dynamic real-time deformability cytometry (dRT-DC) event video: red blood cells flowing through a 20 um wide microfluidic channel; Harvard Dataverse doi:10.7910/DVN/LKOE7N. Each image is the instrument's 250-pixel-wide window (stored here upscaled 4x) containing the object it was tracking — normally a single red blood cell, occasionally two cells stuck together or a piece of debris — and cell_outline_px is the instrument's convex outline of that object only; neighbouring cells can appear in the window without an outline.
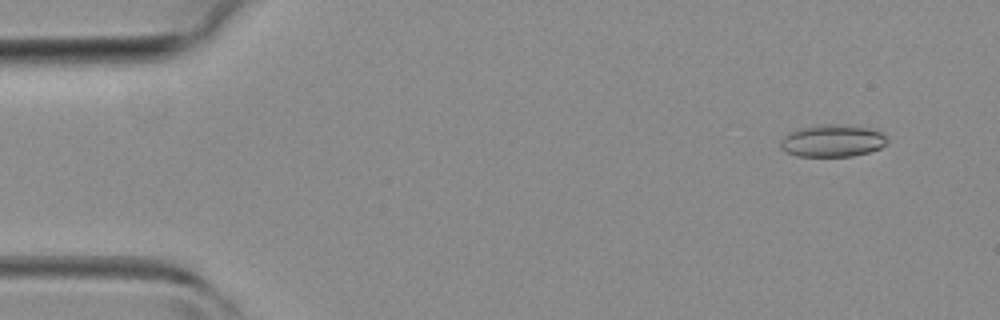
{"species": "common noctule bat (a hibernating species)", "species_latin": "Nyctalus noctula", "temperature_condition": "room temperature", "stored_images_in_passage": 44, "camera_frame_rate_fps": 3000, "um_per_image_px": 0.085, "animal": {"sex": "female", "body_mass_g": 19.3, "forearm_length_mm": 54.1}, "frame": {"image": 1, "passage_image": 4, "time_ms": 1.0, "image_size_px": [1000, 320], "cell_outline_px": [[888, 144], [880, 148], [868, 152], [852, 156], [796, 156], [784, 152], [780, 148], [780, 140], [788, 132], [796, 128], [816, 124], [844, 124], [868, 128], [880, 132], [888, 140]], "centroid_in_image_um": [70.7, 11.95], "position_along_channel_um": 14.3, "area_um2": 20.4}}
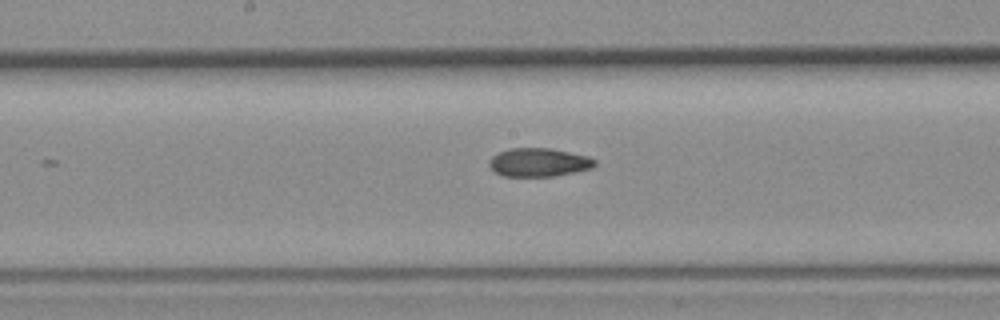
{"frame": {"image": 2, "passage_image": 23, "time_ms": 7.333, "image_size_px": [1000, 320], "cell_outline_px": [[596, 164], [592, 168], [552, 176], [504, 176], [496, 172], [488, 164], [492, 156], [500, 152], [512, 148], [548, 148], [592, 156], [596, 160]], "centroid_in_image_um": [45.83, 13.79], "position_along_channel_um": 202.4, "area_um2": 17.4}}
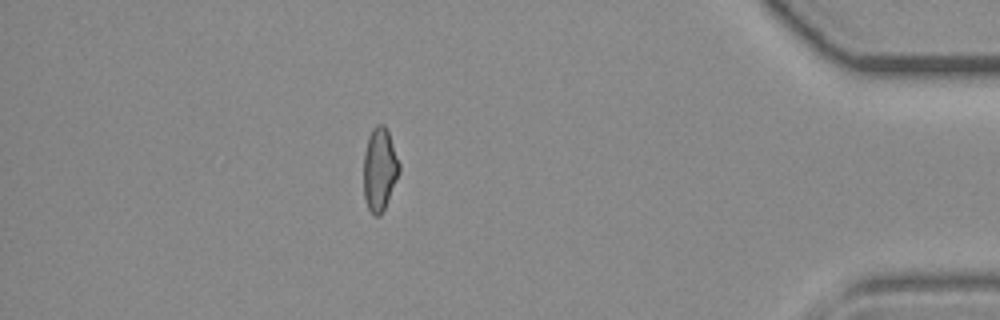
{"frame": {"image": 3, "passage_image": 39, "time_ms": 12.667, "image_size_px": [1000, 320], "cell_outline_px": [[400, 172], [384, 208], [380, 216], [372, 216], [368, 208], [364, 196], [364, 152], [368, 136], [372, 128], [376, 124], [384, 124], [388, 132], [400, 164]], "centroid_in_image_um": [32.26, 14.38], "position_along_channel_um": 402.9, "area_um2": 17.22}}